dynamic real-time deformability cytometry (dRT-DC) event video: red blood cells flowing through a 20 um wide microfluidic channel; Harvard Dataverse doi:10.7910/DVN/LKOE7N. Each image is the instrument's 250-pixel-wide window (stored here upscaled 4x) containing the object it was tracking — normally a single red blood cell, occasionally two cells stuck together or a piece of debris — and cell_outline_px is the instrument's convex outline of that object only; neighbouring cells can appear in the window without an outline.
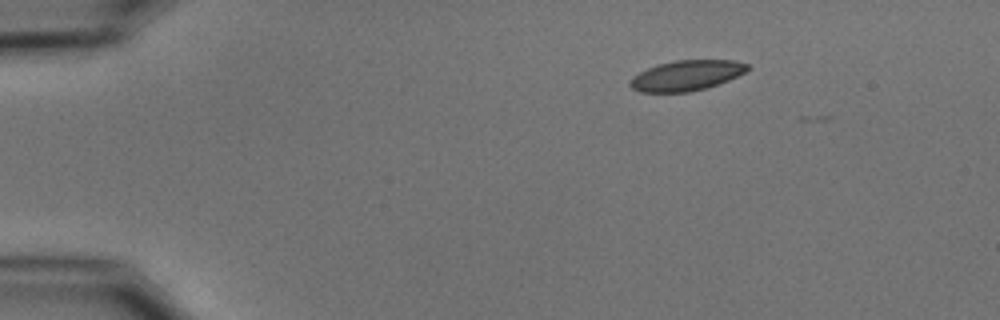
{"species": "common noctule bat (a hibernating species)", "species_latin": "Nyctalus noctula", "temperature_condition": "cold", "stored_images_in_passage": 3, "camera_frame_rate_fps": 3000, "um_per_image_px": 0.085, "animal": {"sex": "male", "body_mass_g": 15.6}, "frame": {"image": 1, "passage_image": 1, "time_ms": 0.0, "image_size_px": [1000, 320], "cell_outline_px": [[752, 68], [728, 80], [704, 88], [688, 92], [640, 92], [632, 88], [628, 84], [628, 80], [632, 76], [656, 64], [676, 60], [732, 60], [748, 64]], "centroid_in_image_um": [58.31, 6.41], "position_along_channel_um": 26.7, "area_um2": 20.69}}